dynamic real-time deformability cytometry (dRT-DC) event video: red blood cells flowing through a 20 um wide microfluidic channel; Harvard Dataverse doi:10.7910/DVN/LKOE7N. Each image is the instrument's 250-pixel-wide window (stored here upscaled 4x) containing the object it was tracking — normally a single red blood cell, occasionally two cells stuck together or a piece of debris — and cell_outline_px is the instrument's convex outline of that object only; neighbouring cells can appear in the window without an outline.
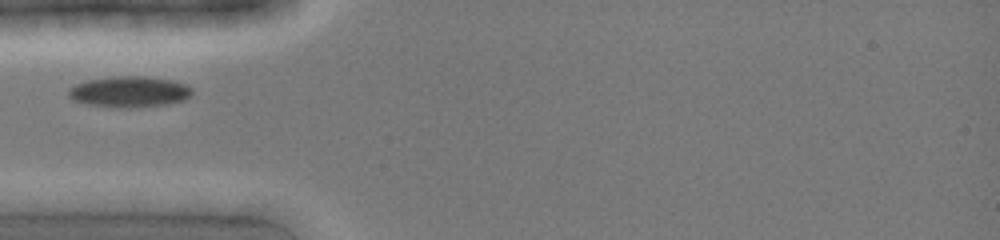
{"species": "common noctule bat (a hibernating species)", "species_latin": "Nyctalus noctula", "temperature_condition": "cold", "stored_images_in_passage": 6, "camera_frame_rate_fps": 3000, "um_per_image_px": 0.085, "animal": {"sex": "female", "body_mass_g": 19.0, "forearm_length_mm": 51.5}, "frame": {"image": 1, "passage_image": 1, "time_ms": 0.0, "image_size_px": [1000, 240], "cell_outline_px": [[192, 96], [184, 100], [168, 104], [132, 108], [112, 108], [88, 104], [72, 100], [68, 96], [68, 88], [76, 84], [88, 80], [112, 76], [144, 76], [172, 80], [184, 84], [192, 88]], "centroid_in_image_um": [10.99, 7.81], "position_along_channel_um": 74.0, "area_um2": 22.6}}